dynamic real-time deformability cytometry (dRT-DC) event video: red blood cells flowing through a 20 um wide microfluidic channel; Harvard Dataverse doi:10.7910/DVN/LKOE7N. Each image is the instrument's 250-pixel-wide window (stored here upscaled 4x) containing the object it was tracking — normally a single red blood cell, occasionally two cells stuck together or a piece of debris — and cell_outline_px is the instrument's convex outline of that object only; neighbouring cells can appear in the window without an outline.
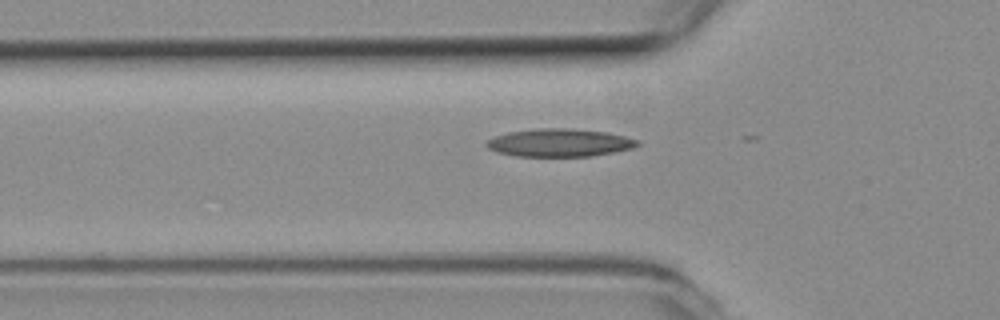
{"species": "common noctule bat (a hibernating species)", "species_latin": "Nyctalus noctula", "temperature_condition": "room temperature", "stored_images_in_passage": 18, "camera_frame_rate_fps": 3000, "um_per_image_px": 0.085, "animal": {"sex": "female", "body_mass_g": 19.3, "forearm_length_mm": 54.1}, "frame": {"image": 1, "passage_image": 4, "time_ms": 1.0, "image_size_px": [1000, 320], "cell_outline_px": [[640, 144], [632, 148], [592, 156], [516, 156], [496, 152], [488, 148], [484, 144], [488, 140], [496, 136], [508, 132], [540, 128], [568, 128], [608, 132], [640, 140]], "centroid_in_image_um": [47.56, 12.13], "position_along_channel_um": 78.2, "area_um2": 24.51}}
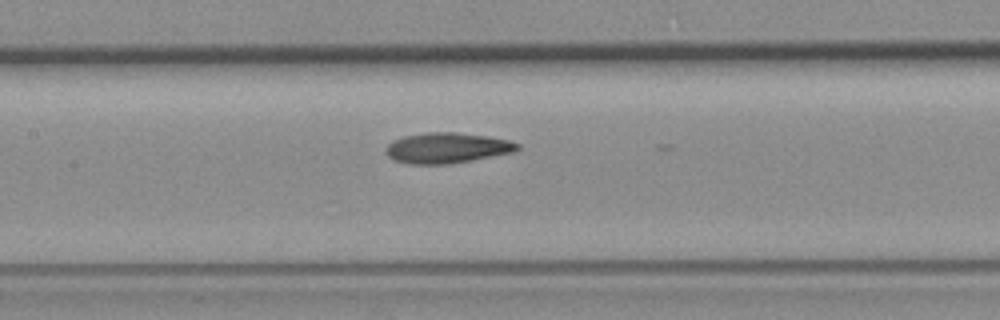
{"frame": {"image": 2, "passage_image": 11, "time_ms": 3.333, "image_size_px": [1000, 320], "cell_outline_px": [[520, 148], [516, 152], [472, 160], [448, 164], [408, 164], [396, 160], [388, 156], [388, 144], [404, 136], [428, 132], [456, 132], [488, 136], [508, 140], [520, 144]], "centroid_in_image_um": [38.07, 12.57], "position_along_channel_um": 169.3, "area_um2": 23.24}}
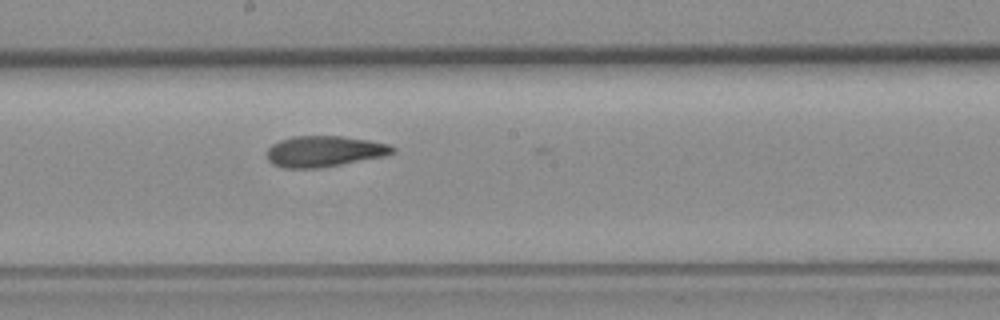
{"frame": {"image": 3, "passage_image": 15, "time_ms": 4.667, "image_size_px": [1000, 320], "cell_outline_px": [[396, 152], [384, 156], [320, 168], [284, 168], [272, 164], [268, 160], [268, 148], [272, 144], [280, 140], [292, 136], [344, 136], [368, 140], [388, 144], [396, 148]], "centroid_in_image_um": [27.56, 12.86], "position_along_channel_um": 220.6, "area_um2": 22.66}}